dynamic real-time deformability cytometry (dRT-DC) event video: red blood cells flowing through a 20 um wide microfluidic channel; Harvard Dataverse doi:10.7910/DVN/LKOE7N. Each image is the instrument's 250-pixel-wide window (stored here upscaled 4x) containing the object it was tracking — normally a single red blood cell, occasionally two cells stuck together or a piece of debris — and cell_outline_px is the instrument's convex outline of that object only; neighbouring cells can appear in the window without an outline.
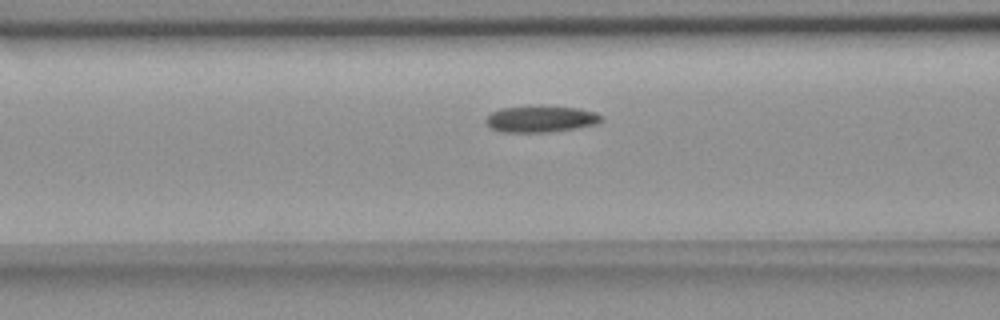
{"species": "common noctule bat (a hibernating species)", "species_latin": "Nyctalus noctula", "temperature_condition": "room temperature", "stored_images_in_passage": 40, "camera_frame_rate_fps": 3000, "um_per_image_px": 0.085, "animal": {"sex": "female", "body_mass_g": 18.4}, "frame": {"image": 1, "passage_image": 16, "time_ms": 5.0, "image_size_px": [1000, 320], "cell_outline_px": [[604, 120], [600, 124], [576, 128], [548, 132], [504, 132], [492, 128], [484, 120], [492, 112], [500, 108], [576, 108], [596, 112], [604, 116]], "centroid_in_image_um": [46.05, 10.15], "position_along_channel_um": 120.6, "area_um2": 17.22}}
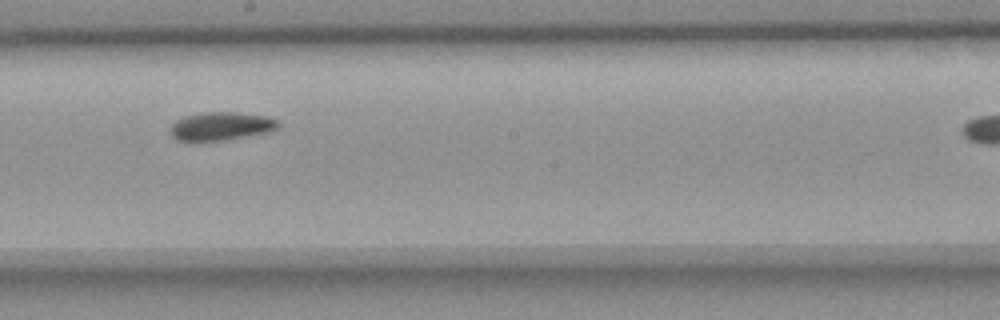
{"frame": {"image": 2, "passage_image": 25, "time_ms": 8.0, "image_size_px": [1000, 320], "cell_outline_px": [[280, 124], [276, 128], [264, 132], [224, 140], [176, 140], [172, 136], [172, 124], [176, 120], [184, 116], [200, 112], [236, 112], [264, 116], [276, 120]], "centroid_in_image_um": [18.74, 10.7], "position_along_channel_um": 229.5, "area_um2": 17.28}}
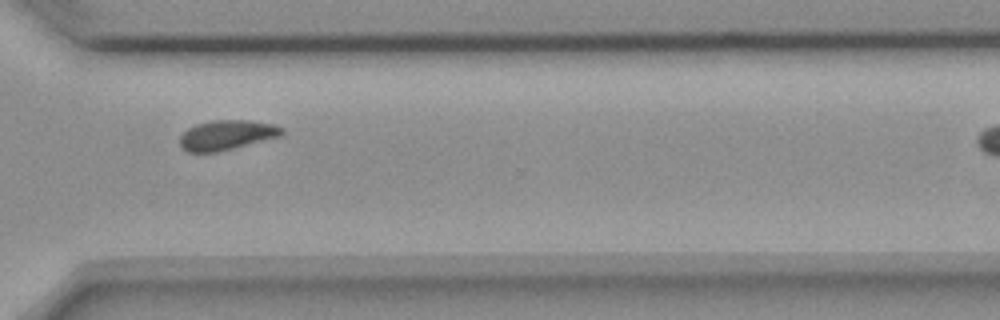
{"frame": {"image": 3, "passage_image": 35, "time_ms": 11.333, "image_size_px": [1000, 320], "cell_outline_px": [[284, 132], [280, 136], [216, 152], [188, 152], [180, 144], [180, 136], [188, 128], [196, 124], [212, 120], [248, 120], [272, 124], [284, 128]], "centroid_in_image_um": [19.26, 11.46], "position_along_channel_um": 351.3, "area_um2": 17.46}}